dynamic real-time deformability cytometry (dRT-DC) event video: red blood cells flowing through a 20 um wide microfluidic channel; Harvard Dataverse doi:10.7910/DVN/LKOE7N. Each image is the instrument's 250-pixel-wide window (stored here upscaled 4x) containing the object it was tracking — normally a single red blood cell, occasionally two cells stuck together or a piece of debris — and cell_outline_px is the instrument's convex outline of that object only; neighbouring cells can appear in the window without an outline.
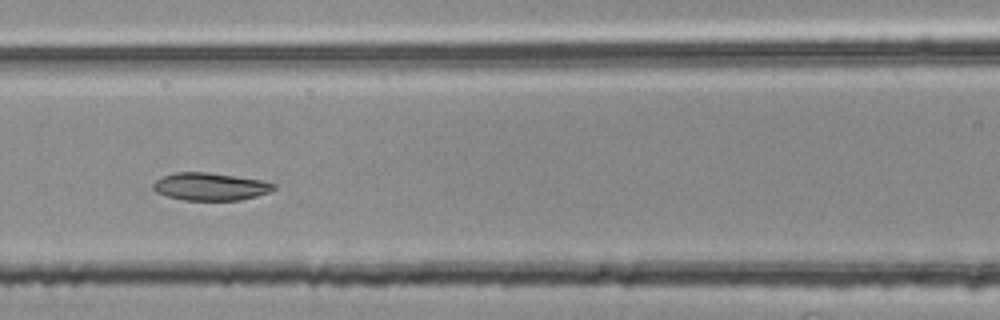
{"species": "common noctule bat (a hibernating species)", "species_latin": "Nyctalus noctula", "temperature_condition": "room temperature", "stored_images_in_passage": 21, "camera_frame_rate_fps": 3000, "um_per_image_px": 0.085, "animal": {"sex": "female", "body_mass_g": 25.1}, "frame": {"image": 1, "passage_image": 18, "time_ms": 5.667, "image_size_px": [1000, 320], "cell_outline_px": [[276, 188], [268, 192], [256, 196], [240, 200], [184, 200], [168, 196], [156, 192], [152, 188], [152, 184], [156, 180], [164, 176], [176, 172], [208, 172], [260, 180], [276, 184]], "centroid_in_image_um": [17.86, 15.86], "position_along_channel_um": 148.7, "area_um2": 19.25}}